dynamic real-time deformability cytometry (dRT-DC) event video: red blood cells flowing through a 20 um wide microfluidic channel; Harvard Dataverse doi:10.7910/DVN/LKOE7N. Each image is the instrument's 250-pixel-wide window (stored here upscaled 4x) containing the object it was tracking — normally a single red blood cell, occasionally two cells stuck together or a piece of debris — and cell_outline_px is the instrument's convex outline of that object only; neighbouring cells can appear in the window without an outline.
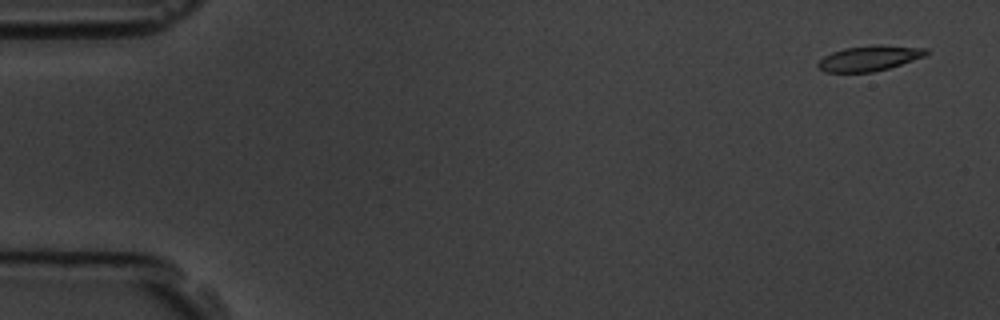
{"species": "common noctule bat (a hibernating species)", "species_latin": "Nyctalus noctula", "temperature_condition": "room temperature", "stored_images_in_passage": 5, "camera_frame_rate_fps": 3000, "um_per_image_px": 0.085, "animal": {"sex": "male", "body_mass_g": 19.5, "forearm_length_mm": 54.6}, "frame": {"image": 1, "passage_image": 1, "time_ms": 0.0, "image_size_px": [1000, 320], "cell_outline_px": [[928, 52], [924, 56], [888, 68], [872, 72], [824, 72], [816, 68], [816, 64], [824, 56], [832, 52], [844, 48], [880, 44], [928, 48]], "centroid_in_image_um": [73.86, 4.94], "position_along_channel_um": 11.1, "area_um2": 15.95}}
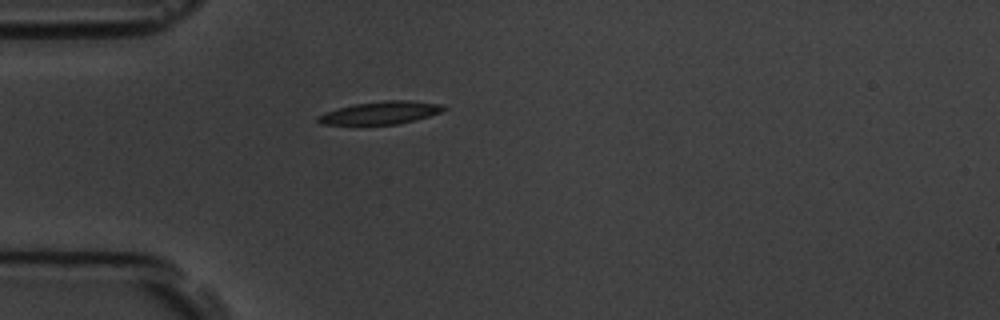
{"frame": {"image": 2, "passage_image": 5, "time_ms": 4.333, "image_size_px": [1000, 320], "cell_outline_px": [[448, 108], [440, 112], [428, 116], [396, 124], [360, 128], [320, 124], [316, 120], [316, 116], [352, 104], [384, 100], [408, 100], [440, 104]], "centroid_in_image_um": [32.22, 9.64], "position_along_channel_um": 52.8, "area_um2": 17.46}}